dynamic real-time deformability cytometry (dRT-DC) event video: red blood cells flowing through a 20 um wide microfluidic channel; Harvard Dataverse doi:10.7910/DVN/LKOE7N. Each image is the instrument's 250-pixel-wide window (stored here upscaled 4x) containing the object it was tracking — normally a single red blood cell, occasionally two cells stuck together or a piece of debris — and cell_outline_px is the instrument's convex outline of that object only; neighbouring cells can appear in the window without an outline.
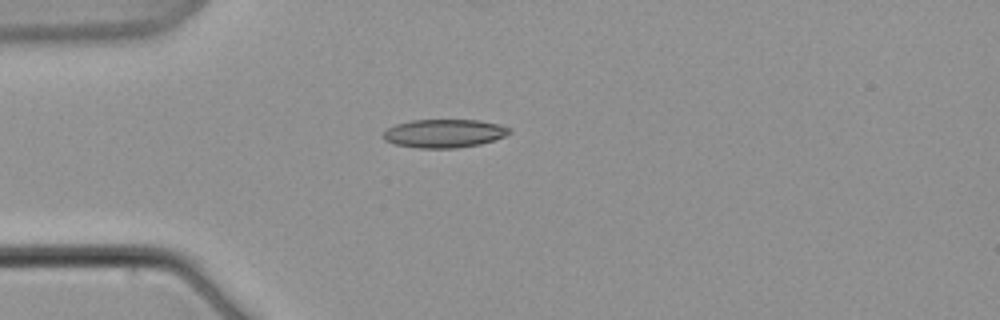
{"species": "common noctule bat (a hibernating species)", "species_latin": "Nyctalus noctula", "temperature_condition": "warm", "stored_images_in_passage": 9, "camera_frame_rate_fps": 3000, "um_per_image_px": 0.085, "animal": {"sex": "male", "body_mass_g": 21.5, "forearm_length_mm": 52.0}, "frame": {"image": 1, "passage_image": 6, "time_ms": 6.333, "image_size_px": [1000, 320], "cell_outline_px": [[512, 132], [504, 136], [480, 144], [456, 148], [420, 148], [396, 144], [384, 140], [380, 136], [380, 132], [396, 124], [412, 120], [480, 120], [500, 124], [508, 128]], "centroid_in_image_um": [37.7, 11.33], "position_along_channel_um": 47.3, "area_um2": 20.92}}